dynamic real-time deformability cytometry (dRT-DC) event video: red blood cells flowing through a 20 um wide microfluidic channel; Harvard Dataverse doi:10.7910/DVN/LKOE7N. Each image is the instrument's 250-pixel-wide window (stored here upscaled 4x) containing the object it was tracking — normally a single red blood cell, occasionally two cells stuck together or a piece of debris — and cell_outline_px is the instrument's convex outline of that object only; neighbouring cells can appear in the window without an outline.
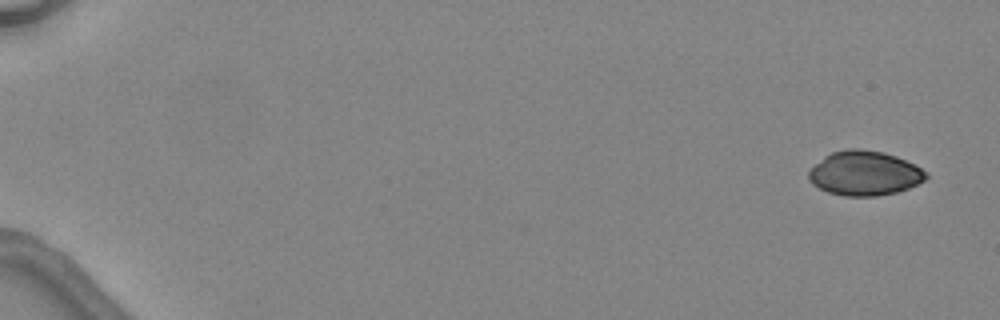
{"species": "common noctule bat (a hibernating species)", "species_latin": "Nyctalus noctula", "temperature_condition": "warm", "stored_images_in_passage": 3, "camera_frame_rate_fps": 3000, "um_per_image_px": 0.085, "animal": {"sex": "female", "body_mass_g": 24.6, "forearm_length_mm": 56.2}, "frame": {"image": 1, "passage_image": 1, "time_ms": 0.0, "image_size_px": [1000, 320], "cell_outline_px": [[928, 176], [924, 180], [908, 188], [896, 192], [876, 196], [844, 196], [828, 192], [812, 184], [808, 180], [808, 172], [824, 156], [832, 152], [852, 148], [860, 148], [884, 152], [896, 156], [928, 172]], "centroid_in_image_um": [73.47, 14.73], "position_along_channel_um": 11.5, "area_um2": 30.29}}